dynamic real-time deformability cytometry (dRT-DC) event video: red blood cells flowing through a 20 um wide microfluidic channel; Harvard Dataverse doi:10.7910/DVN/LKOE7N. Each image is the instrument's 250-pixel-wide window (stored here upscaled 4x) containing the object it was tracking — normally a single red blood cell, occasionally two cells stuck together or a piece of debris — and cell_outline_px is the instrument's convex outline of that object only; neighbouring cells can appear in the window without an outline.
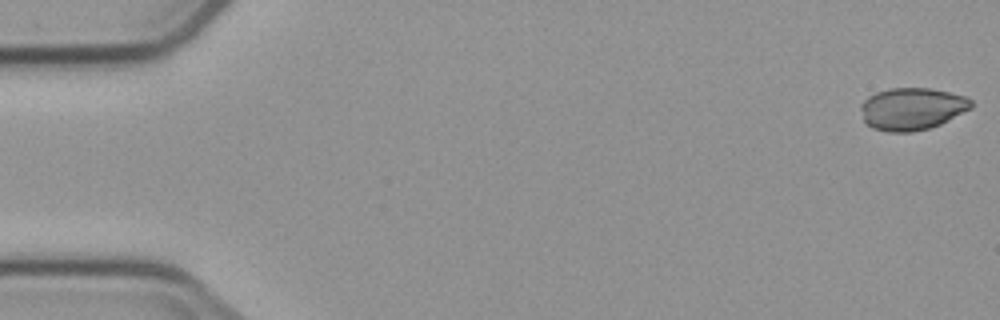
{"species": "common noctule bat (a hibernating species)", "species_latin": "Nyctalus noctula", "temperature_condition": "cold", "stored_images_in_passage": 5, "camera_frame_rate_fps": 3000, "um_per_image_px": 0.085, "animal": {"sex": "male", "body_mass_g": 23.1, "forearm_length_mm": 52.7}, "frame": {"image": 1, "passage_image": 1, "time_ms": 0.0, "image_size_px": [1000, 320], "cell_outline_px": [[972, 108], [940, 124], [928, 128], [912, 132], [888, 132], [872, 128], [864, 120], [860, 108], [860, 104], [868, 96], [876, 92], [888, 88], [932, 88], [964, 96], [972, 100]], "centroid_in_image_um": [77.5, 9.24], "position_along_channel_um": 7.5, "area_um2": 27.22}}
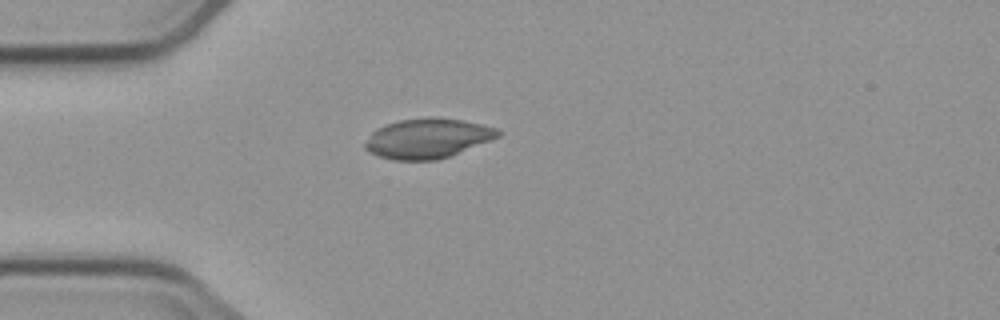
{"frame": {"image": 2, "passage_image": 5, "time_ms": 4.667, "image_size_px": [1000, 320], "cell_outline_px": [[500, 136], [448, 156], [436, 160], [392, 160], [380, 156], [364, 148], [364, 144], [372, 132], [376, 128], [384, 124], [400, 120], [428, 116], [432, 116], [460, 120], [480, 124], [496, 128], [500, 132]], "centroid_in_image_um": [36.3, 11.74], "position_along_channel_um": 48.7, "area_um2": 30.52}}